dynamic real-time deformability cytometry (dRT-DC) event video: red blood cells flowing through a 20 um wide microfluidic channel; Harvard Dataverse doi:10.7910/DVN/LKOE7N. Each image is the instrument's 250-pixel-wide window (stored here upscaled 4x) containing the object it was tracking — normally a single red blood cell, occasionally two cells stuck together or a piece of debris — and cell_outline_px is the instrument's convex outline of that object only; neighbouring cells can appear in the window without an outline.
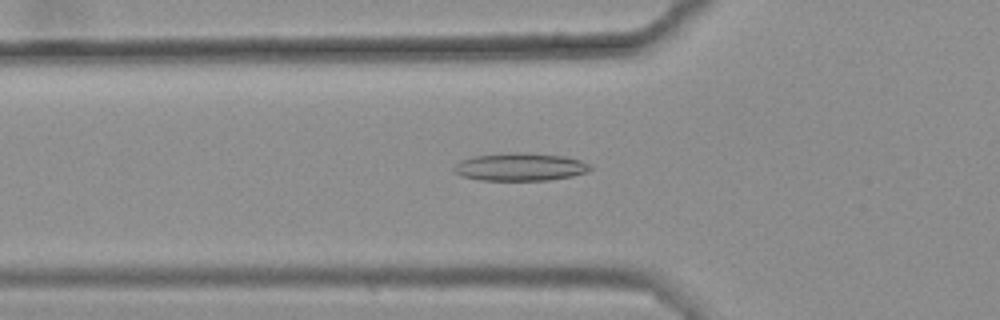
{"species": "common noctule bat (a hibernating species)", "species_latin": "Nyctalus noctula", "temperature_condition": "warm", "stored_images_in_passage": 49, "camera_frame_rate_fps": 3000, "um_per_image_px": 0.085, "animal": {"sex": "female", "body_mass_g": 25.1}, "frame": {"image": 1, "passage_image": 20, "time_ms": 6.333, "image_size_px": [1000, 320], "cell_outline_px": [[592, 168], [588, 172], [572, 176], [548, 180], [480, 180], [460, 176], [452, 168], [460, 160], [476, 156], [520, 152], [524, 152], [564, 156], [580, 160], [588, 164]], "centroid_in_image_um": [44.22, 14.19], "position_along_channel_um": 81.6, "area_um2": 21.96}}
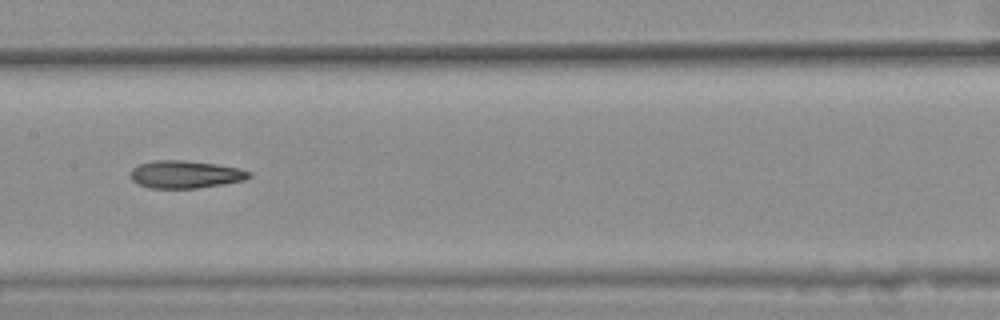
{"frame": {"image": 2, "passage_image": 29, "time_ms": 9.333, "image_size_px": [1000, 320], "cell_outline_px": [[252, 176], [244, 180], [224, 184], [196, 188], [148, 188], [132, 180], [132, 168], [136, 164], [152, 160], [184, 160], [216, 164], [240, 168], [252, 172]], "centroid_in_image_um": [15.77, 14.81], "position_along_channel_um": 191.6, "area_um2": 19.19}}
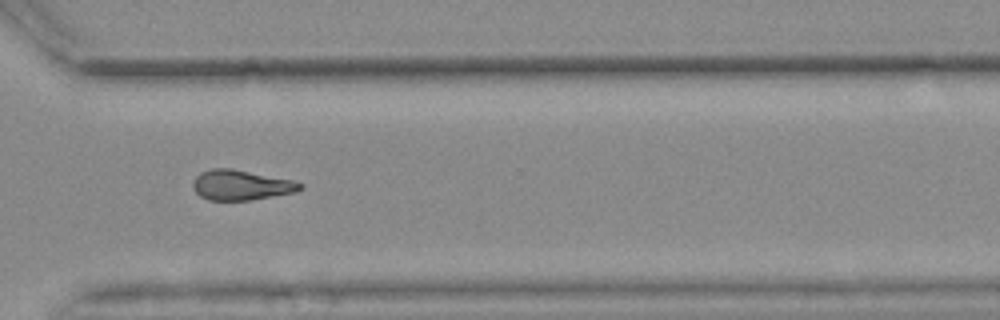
{"frame": {"image": 3, "passage_image": 42, "time_ms": 13.667, "image_size_px": [1000, 320], "cell_outline_px": [[304, 188], [296, 192], [248, 200], [208, 200], [200, 196], [192, 188], [192, 184], [196, 176], [200, 172], [212, 168], [232, 168], [292, 180], [304, 184]], "centroid_in_image_um": [20.48, 15.72], "position_along_channel_um": 350.1, "area_um2": 18.84}, "authors_computed_cell_mechanics": {"area_um2": 19.4208, "velocity_mm_per_s": 3.6519, "shape_relaxation_time_tau1_ms": null, "shape_relaxation_time_tau2_ms": 4.6053, "deformation_change_tau1": null, "deformation_change_tau2": 0.1492}}